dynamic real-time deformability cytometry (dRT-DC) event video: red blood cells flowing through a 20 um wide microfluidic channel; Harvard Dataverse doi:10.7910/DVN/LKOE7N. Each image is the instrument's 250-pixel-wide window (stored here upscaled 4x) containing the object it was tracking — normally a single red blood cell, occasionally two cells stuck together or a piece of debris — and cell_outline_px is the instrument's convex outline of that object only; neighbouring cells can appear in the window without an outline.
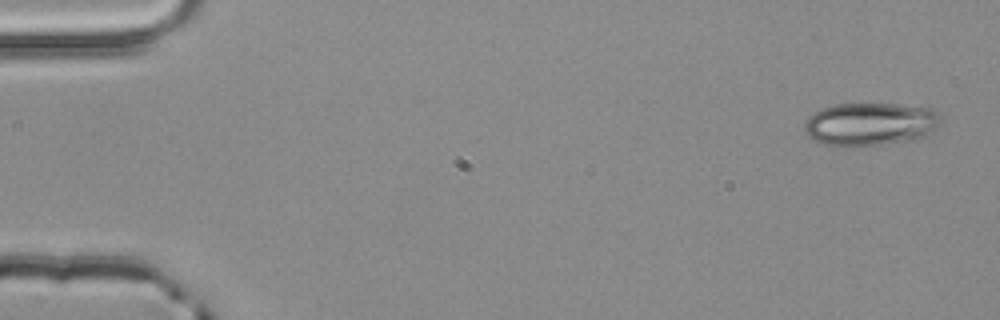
{"species": "common noctule bat (a hibernating species)", "species_latin": "Nyctalus noctula", "temperature_condition": "room temperature", "stored_images_in_passage": 4, "segment_of_instrument_passage": [2, 2], "camera_frame_rate_fps": 3000, "um_per_image_px": 0.085, "animal": {"sex": "male", "body_mass_g": 20.4}, "frame": {"image": 1, "passage_image": 4, "time_ms": 1.0, "image_size_px": [1000, 320], "cell_outline_px": [[940, 124], [924, 136], [904, 140], [880, 144], [820, 144], [812, 140], [804, 132], [804, 124], [808, 116], [820, 108], [836, 104], [896, 104], [932, 108], [940, 116]], "centroid_in_image_um": [73.92, 10.51], "position_along_channel_um": 11.1, "area_um2": 33.52}}